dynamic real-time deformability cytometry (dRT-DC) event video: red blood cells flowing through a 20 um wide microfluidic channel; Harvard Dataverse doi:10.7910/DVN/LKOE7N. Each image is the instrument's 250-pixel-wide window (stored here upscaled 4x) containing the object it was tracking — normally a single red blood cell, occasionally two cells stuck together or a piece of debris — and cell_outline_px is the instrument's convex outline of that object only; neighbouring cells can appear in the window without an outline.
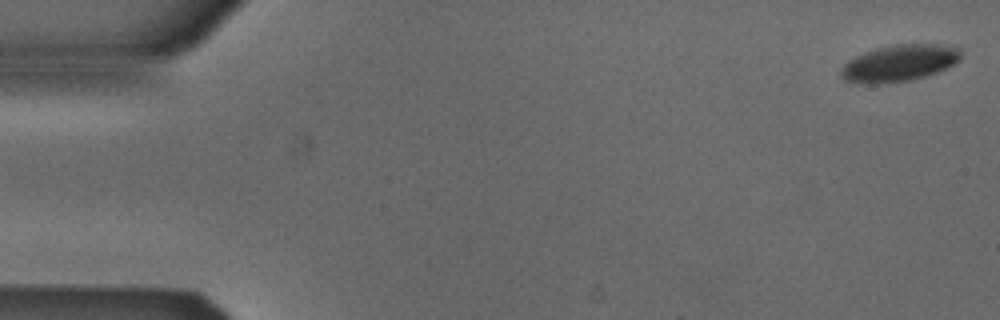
{"species": "Egyptian fruit bat (a non-hibernating species)", "species_latin": "Rousettus aegyptiacus", "temperature_condition": "cold", "stored_images_in_passage": 6, "camera_frame_rate_fps": 3000, "um_per_image_px": 0.085, "animal": {"sex": "male"}, "frame": {"image": 1, "passage_image": 1, "time_ms": 0.0, "image_size_px": [1000, 320], "cell_outline_px": [[960, 60], [948, 68], [912, 80], [872, 84], [864, 84], [844, 80], [840, 76], [840, 68], [848, 60], [864, 52], [876, 48], [896, 44], [936, 44], [960, 48]], "centroid_in_image_um": [76.41, 5.37], "position_along_channel_um": 8.6, "area_um2": 25.61}}
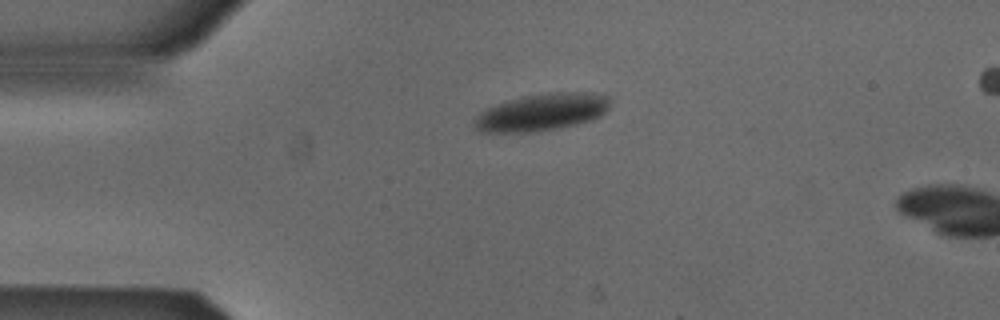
{"frame": {"image": 2, "passage_image": 4, "time_ms": 1.0, "image_size_px": [1000, 320], "cell_outline_px": [[612, 100], [608, 108], [600, 116], [576, 124], [556, 128], [532, 132], [484, 132], [476, 128], [476, 116], [480, 112], [496, 104], [524, 96], [552, 92], [592, 92], [608, 96]], "centroid_in_image_um": [46.1, 9.52], "position_along_channel_um": 38.9, "area_um2": 29.02}}